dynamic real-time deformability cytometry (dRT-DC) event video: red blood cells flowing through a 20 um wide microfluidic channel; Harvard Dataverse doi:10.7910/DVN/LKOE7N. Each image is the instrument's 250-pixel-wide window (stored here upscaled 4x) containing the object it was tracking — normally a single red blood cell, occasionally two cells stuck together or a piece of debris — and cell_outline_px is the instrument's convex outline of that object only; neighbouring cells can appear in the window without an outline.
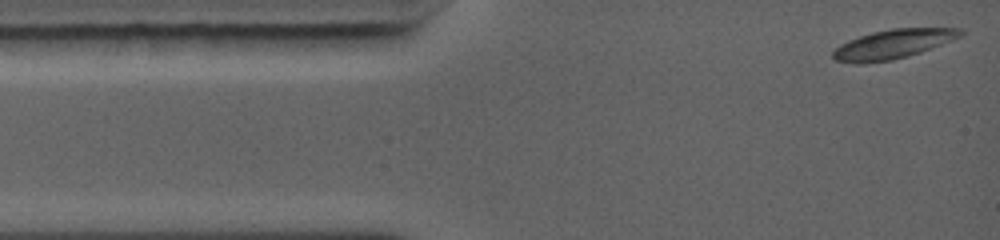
{"species": "common noctule bat (a hibernating species)", "species_latin": "Nyctalus noctula", "temperature_condition": "warm", "stored_images_in_passage": 61, "camera_frame_rate_fps": 5000, "um_per_image_px": 0.085, "animal": {"sex": "female", "body_mass_g": 19.0, "forearm_length_mm": 56.7}, "frame": {"image": 1, "passage_image": 1, "time_ms": 0.0, "image_size_px": [1000, 240], "cell_outline_px": [[964, 36], [920, 52], [908, 56], [892, 60], [860, 64], [852, 64], [836, 60], [832, 56], [832, 52], [840, 44], [848, 40], [872, 32], [892, 28], [964, 28]], "centroid_in_image_um": [75.92, 3.75], "position_along_channel_um": 9.1, "area_um2": 21.91}}
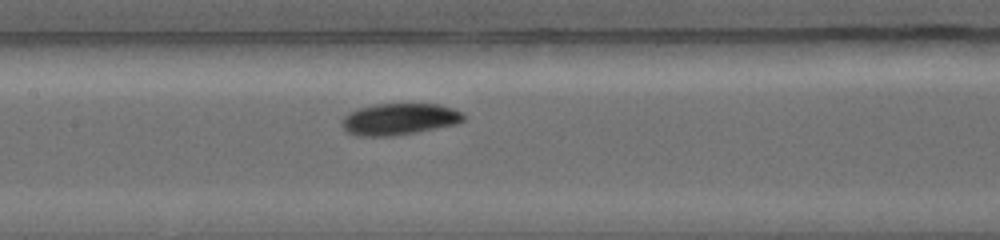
{"frame": {"image": 2, "passage_image": 27, "time_ms": 5.2, "image_size_px": [1000, 240], "cell_outline_px": [[464, 120], [456, 124], [416, 132], [392, 136], [356, 136], [348, 132], [340, 124], [340, 120], [348, 112], [372, 104], [440, 104], [452, 108], [460, 112], [464, 116]], "centroid_in_image_um": [33.89, 10.12], "position_along_channel_um": 173.5, "area_um2": 22.43}}
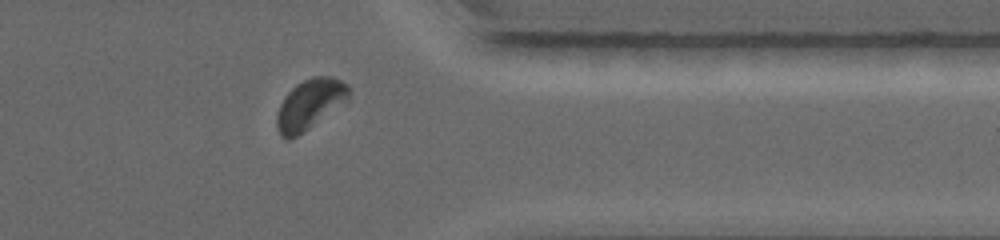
{"frame": {"image": 3, "passage_image": 52, "time_ms": 10.2, "image_size_px": [1000, 240], "cell_outline_px": [[352, 92], [348, 96], [308, 128], [296, 136], [288, 140], [280, 136], [276, 124], [276, 116], [280, 104], [284, 96], [296, 84], [312, 76], [332, 76], [348, 84]], "centroid_in_image_um": [26.27, 8.83], "position_along_channel_um": 385.1, "area_um2": 20.35}, "authors_computed_cell_mechanics": {"area_um2": 21.5594, "velocity_mm_per_s": 4.3642, "shape_relaxation_time_tau1_ms": 2.7691, "shape_relaxation_time_tau2_ms": 9.2756, "deformation_change_tau1": 0.1092, "deformation_change_tau2": 0.0555}}